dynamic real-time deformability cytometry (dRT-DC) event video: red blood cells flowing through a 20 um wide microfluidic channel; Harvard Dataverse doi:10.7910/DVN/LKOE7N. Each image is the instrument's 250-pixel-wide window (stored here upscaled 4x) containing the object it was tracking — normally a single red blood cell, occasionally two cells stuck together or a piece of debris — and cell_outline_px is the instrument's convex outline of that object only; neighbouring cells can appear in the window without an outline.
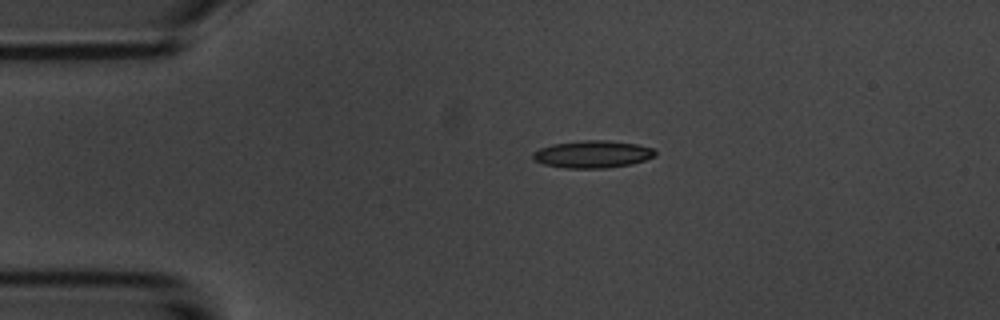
{"species": "common noctule bat (a hibernating species)", "species_latin": "Nyctalus noctula", "temperature_condition": "room temperature", "stored_images_in_passage": 2, "camera_frame_rate_fps": 3000, "um_per_image_px": 0.085, "animal": {"sex": "male", "body_mass_g": 20.1, "forearm_length_mm": 53.5}, "frame": {"image": 1, "passage_image": 1, "time_ms": 0.0, "image_size_px": [1000, 320], "cell_outline_px": [[656, 156], [632, 164], [604, 168], [564, 168], [544, 164], [532, 160], [532, 152], [540, 148], [552, 144], [584, 140], [608, 140], [636, 144], [652, 148], [656, 152]], "centroid_in_image_um": [50.34, 13.11], "position_along_channel_um": 34.7, "area_um2": 19.54}}